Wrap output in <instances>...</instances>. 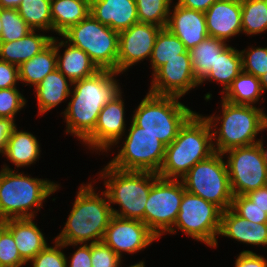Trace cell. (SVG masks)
Instances as JSON below:
<instances>
[{"label":"cell","mask_w":267,"mask_h":267,"mask_svg":"<svg viewBox=\"0 0 267 267\" xmlns=\"http://www.w3.org/2000/svg\"><path fill=\"white\" fill-rule=\"evenodd\" d=\"M118 74L100 69L94 75L72 83L71 101L61 113L67 123V134H74L83 141L95 129L102 108L121 92L114 78Z\"/></svg>","instance_id":"6da1fadb"},{"label":"cell","mask_w":267,"mask_h":267,"mask_svg":"<svg viewBox=\"0 0 267 267\" xmlns=\"http://www.w3.org/2000/svg\"><path fill=\"white\" fill-rule=\"evenodd\" d=\"M101 195L104 198L95 192L91 183L82 184L64 228L54 240L64 247L102 241L113 212L106 192Z\"/></svg>","instance_id":"7a4b0ae2"},{"label":"cell","mask_w":267,"mask_h":267,"mask_svg":"<svg viewBox=\"0 0 267 267\" xmlns=\"http://www.w3.org/2000/svg\"><path fill=\"white\" fill-rule=\"evenodd\" d=\"M213 143L208 121L195 112L180 128L176 139L166 146L158 176L181 179L196 163L215 152Z\"/></svg>","instance_id":"3957f363"},{"label":"cell","mask_w":267,"mask_h":267,"mask_svg":"<svg viewBox=\"0 0 267 267\" xmlns=\"http://www.w3.org/2000/svg\"><path fill=\"white\" fill-rule=\"evenodd\" d=\"M221 101L222 116L204 117L211 127L212 140L216 141L213 143L214 151L222 154L233 148L258 143L255 137L267 128L264 111L254 105L233 104L224 99ZM219 121L221 125L218 131L215 129Z\"/></svg>","instance_id":"277c9868"},{"label":"cell","mask_w":267,"mask_h":267,"mask_svg":"<svg viewBox=\"0 0 267 267\" xmlns=\"http://www.w3.org/2000/svg\"><path fill=\"white\" fill-rule=\"evenodd\" d=\"M58 189L59 184L31 178L3 165L0 171V220L34 218V209L39 210L42 202Z\"/></svg>","instance_id":"5b68a950"},{"label":"cell","mask_w":267,"mask_h":267,"mask_svg":"<svg viewBox=\"0 0 267 267\" xmlns=\"http://www.w3.org/2000/svg\"><path fill=\"white\" fill-rule=\"evenodd\" d=\"M100 177L105 179L106 194L110 204H118L120 211L112 207L113 215L140 220L144 223V211L153 181L157 173L146 171H125L107 164Z\"/></svg>","instance_id":"8992f818"},{"label":"cell","mask_w":267,"mask_h":267,"mask_svg":"<svg viewBox=\"0 0 267 267\" xmlns=\"http://www.w3.org/2000/svg\"><path fill=\"white\" fill-rule=\"evenodd\" d=\"M178 99L148 92L135 109L132 121L167 146L176 139L180 128L195 113Z\"/></svg>","instance_id":"52a82bcc"},{"label":"cell","mask_w":267,"mask_h":267,"mask_svg":"<svg viewBox=\"0 0 267 267\" xmlns=\"http://www.w3.org/2000/svg\"><path fill=\"white\" fill-rule=\"evenodd\" d=\"M61 36L88 54L99 69L117 72L119 32L103 25L91 14Z\"/></svg>","instance_id":"ba28073f"},{"label":"cell","mask_w":267,"mask_h":267,"mask_svg":"<svg viewBox=\"0 0 267 267\" xmlns=\"http://www.w3.org/2000/svg\"><path fill=\"white\" fill-rule=\"evenodd\" d=\"M223 154L214 152L196 163L182 178L185 190L218 206L231 208L233 193Z\"/></svg>","instance_id":"9c48e42d"},{"label":"cell","mask_w":267,"mask_h":267,"mask_svg":"<svg viewBox=\"0 0 267 267\" xmlns=\"http://www.w3.org/2000/svg\"><path fill=\"white\" fill-rule=\"evenodd\" d=\"M130 126L123 147L108 164L120 170L158 174L164 162L166 145L133 121Z\"/></svg>","instance_id":"30bf717a"},{"label":"cell","mask_w":267,"mask_h":267,"mask_svg":"<svg viewBox=\"0 0 267 267\" xmlns=\"http://www.w3.org/2000/svg\"><path fill=\"white\" fill-rule=\"evenodd\" d=\"M184 191L181 179H164L158 176L153 181L145 205L144 224L158 238L165 232L176 233L177 229L173 226Z\"/></svg>","instance_id":"8fae6325"},{"label":"cell","mask_w":267,"mask_h":267,"mask_svg":"<svg viewBox=\"0 0 267 267\" xmlns=\"http://www.w3.org/2000/svg\"><path fill=\"white\" fill-rule=\"evenodd\" d=\"M222 210L202 197L184 191L174 227L194 240L216 248Z\"/></svg>","instance_id":"7c38bea8"},{"label":"cell","mask_w":267,"mask_h":267,"mask_svg":"<svg viewBox=\"0 0 267 267\" xmlns=\"http://www.w3.org/2000/svg\"><path fill=\"white\" fill-rule=\"evenodd\" d=\"M227 155V170L233 196L246 195L267 185V163L258 144L237 147L224 153Z\"/></svg>","instance_id":"4fadbf2b"},{"label":"cell","mask_w":267,"mask_h":267,"mask_svg":"<svg viewBox=\"0 0 267 267\" xmlns=\"http://www.w3.org/2000/svg\"><path fill=\"white\" fill-rule=\"evenodd\" d=\"M149 93L158 96L183 97L189 90L199 86L193 71L189 51L182 58L168 60L154 74Z\"/></svg>","instance_id":"5bb4252c"},{"label":"cell","mask_w":267,"mask_h":267,"mask_svg":"<svg viewBox=\"0 0 267 267\" xmlns=\"http://www.w3.org/2000/svg\"><path fill=\"white\" fill-rule=\"evenodd\" d=\"M158 237L140 220L125 219L113 215L102 241L119 257L144 250Z\"/></svg>","instance_id":"9a60e30c"},{"label":"cell","mask_w":267,"mask_h":267,"mask_svg":"<svg viewBox=\"0 0 267 267\" xmlns=\"http://www.w3.org/2000/svg\"><path fill=\"white\" fill-rule=\"evenodd\" d=\"M161 27L137 22L119 32L117 72H125L130 66L151 57Z\"/></svg>","instance_id":"2e32d148"},{"label":"cell","mask_w":267,"mask_h":267,"mask_svg":"<svg viewBox=\"0 0 267 267\" xmlns=\"http://www.w3.org/2000/svg\"><path fill=\"white\" fill-rule=\"evenodd\" d=\"M121 94L122 92L100 111L95 129L83 140L89 148L107 152L112 145L118 144L121 140L126 130L124 102Z\"/></svg>","instance_id":"e0dca14e"},{"label":"cell","mask_w":267,"mask_h":267,"mask_svg":"<svg viewBox=\"0 0 267 267\" xmlns=\"http://www.w3.org/2000/svg\"><path fill=\"white\" fill-rule=\"evenodd\" d=\"M241 0H220L213 3L205 12L209 37L226 42L242 33Z\"/></svg>","instance_id":"ac0fdd59"},{"label":"cell","mask_w":267,"mask_h":267,"mask_svg":"<svg viewBox=\"0 0 267 267\" xmlns=\"http://www.w3.org/2000/svg\"><path fill=\"white\" fill-rule=\"evenodd\" d=\"M175 4L173 13L169 12L166 28L175 34L189 51L209 37L205 12Z\"/></svg>","instance_id":"d6986e66"},{"label":"cell","mask_w":267,"mask_h":267,"mask_svg":"<svg viewBox=\"0 0 267 267\" xmlns=\"http://www.w3.org/2000/svg\"><path fill=\"white\" fill-rule=\"evenodd\" d=\"M90 14L117 32L139 22L135 0H90Z\"/></svg>","instance_id":"ffe728a7"},{"label":"cell","mask_w":267,"mask_h":267,"mask_svg":"<svg viewBox=\"0 0 267 267\" xmlns=\"http://www.w3.org/2000/svg\"><path fill=\"white\" fill-rule=\"evenodd\" d=\"M219 235L250 245H267V223L248 221L231 208L222 211Z\"/></svg>","instance_id":"44dd1931"},{"label":"cell","mask_w":267,"mask_h":267,"mask_svg":"<svg viewBox=\"0 0 267 267\" xmlns=\"http://www.w3.org/2000/svg\"><path fill=\"white\" fill-rule=\"evenodd\" d=\"M51 42L56 48L57 69L72 83L92 76L100 70L90 59L89 55L80 48H77L64 40L58 42L56 37H53ZM63 46L67 47L64 50L63 55H60L59 50Z\"/></svg>","instance_id":"7402d4cb"},{"label":"cell","mask_w":267,"mask_h":267,"mask_svg":"<svg viewBox=\"0 0 267 267\" xmlns=\"http://www.w3.org/2000/svg\"><path fill=\"white\" fill-rule=\"evenodd\" d=\"M32 218H11L5 220V226L12 232L21 258L30 262L48 244Z\"/></svg>","instance_id":"603a6c76"},{"label":"cell","mask_w":267,"mask_h":267,"mask_svg":"<svg viewBox=\"0 0 267 267\" xmlns=\"http://www.w3.org/2000/svg\"><path fill=\"white\" fill-rule=\"evenodd\" d=\"M52 36L30 31L25 37L11 42H0V60L19 67L45 49L52 41Z\"/></svg>","instance_id":"cb8c5ba5"},{"label":"cell","mask_w":267,"mask_h":267,"mask_svg":"<svg viewBox=\"0 0 267 267\" xmlns=\"http://www.w3.org/2000/svg\"><path fill=\"white\" fill-rule=\"evenodd\" d=\"M72 85V82L58 69L47 74L35 87L39 115L52 110L68 98L71 94L72 88L70 89V86Z\"/></svg>","instance_id":"d4e9b609"},{"label":"cell","mask_w":267,"mask_h":267,"mask_svg":"<svg viewBox=\"0 0 267 267\" xmlns=\"http://www.w3.org/2000/svg\"><path fill=\"white\" fill-rule=\"evenodd\" d=\"M37 138L25 131H19L17 127L9 136L6 148L2 153L11 163L18 167L29 166L39 159L40 147Z\"/></svg>","instance_id":"484cf974"},{"label":"cell","mask_w":267,"mask_h":267,"mask_svg":"<svg viewBox=\"0 0 267 267\" xmlns=\"http://www.w3.org/2000/svg\"><path fill=\"white\" fill-rule=\"evenodd\" d=\"M52 31L60 36L90 14V0H51Z\"/></svg>","instance_id":"4316f807"},{"label":"cell","mask_w":267,"mask_h":267,"mask_svg":"<svg viewBox=\"0 0 267 267\" xmlns=\"http://www.w3.org/2000/svg\"><path fill=\"white\" fill-rule=\"evenodd\" d=\"M57 69L55 45L51 42L45 49L19 66V80L35 87L44 77ZM27 83V84H26Z\"/></svg>","instance_id":"83f0119b"},{"label":"cell","mask_w":267,"mask_h":267,"mask_svg":"<svg viewBox=\"0 0 267 267\" xmlns=\"http://www.w3.org/2000/svg\"><path fill=\"white\" fill-rule=\"evenodd\" d=\"M242 72V57L239 50L227 46L217 57L209 73L199 82L216 81L223 85L222 94L232 84V81Z\"/></svg>","instance_id":"f1b7e54d"},{"label":"cell","mask_w":267,"mask_h":267,"mask_svg":"<svg viewBox=\"0 0 267 267\" xmlns=\"http://www.w3.org/2000/svg\"><path fill=\"white\" fill-rule=\"evenodd\" d=\"M227 47V43L213 37H207L189 50L192 71L200 82L214 66L218 55Z\"/></svg>","instance_id":"f546056e"},{"label":"cell","mask_w":267,"mask_h":267,"mask_svg":"<svg viewBox=\"0 0 267 267\" xmlns=\"http://www.w3.org/2000/svg\"><path fill=\"white\" fill-rule=\"evenodd\" d=\"M222 99L242 105H252L259 101L263 93L259 78L242 71L224 92Z\"/></svg>","instance_id":"4dcf8cb0"},{"label":"cell","mask_w":267,"mask_h":267,"mask_svg":"<svg viewBox=\"0 0 267 267\" xmlns=\"http://www.w3.org/2000/svg\"><path fill=\"white\" fill-rule=\"evenodd\" d=\"M187 49L183 42L166 27L158 32L152 54L150 57L153 74L168 60L182 58Z\"/></svg>","instance_id":"1f68e13d"},{"label":"cell","mask_w":267,"mask_h":267,"mask_svg":"<svg viewBox=\"0 0 267 267\" xmlns=\"http://www.w3.org/2000/svg\"><path fill=\"white\" fill-rule=\"evenodd\" d=\"M51 0H22L17 10L32 30H52Z\"/></svg>","instance_id":"d6a6232c"},{"label":"cell","mask_w":267,"mask_h":267,"mask_svg":"<svg viewBox=\"0 0 267 267\" xmlns=\"http://www.w3.org/2000/svg\"><path fill=\"white\" fill-rule=\"evenodd\" d=\"M242 32L248 35L267 30V0H241Z\"/></svg>","instance_id":"836d02e7"},{"label":"cell","mask_w":267,"mask_h":267,"mask_svg":"<svg viewBox=\"0 0 267 267\" xmlns=\"http://www.w3.org/2000/svg\"><path fill=\"white\" fill-rule=\"evenodd\" d=\"M171 1L172 0H135L139 22L165 28L171 10Z\"/></svg>","instance_id":"e575fe53"},{"label":"cell","mask_w":267,"mask_h":267,"mask_svg":"<svg viewBox=\"0 0 267 267\" xmlns=\"http://www.w3.org/2000/svg\"><path fill=\"white\" fill-rule=\"evenodd\" d=\"M0 19L2 22L0 42H11L21 39L32 31L17 9H0Z\"/></svg>","instance_id":"d590c367"},{"label":"cell","mask_w":267,"mask_h":267,"mask_svg":"<svg viewBox=\"0 0 267 267\" xmlns=\"http://www.w3.org/2000/svg\"><path fill=\"white\" fill-rule=\"evenodd\" d=\"M25 264L12 232L5 226V220H0V267H21Z\"/></svg>","instance_id":"8d00e7d4"},{"label":"cell","mask_w":267,"mask_h":267,"mask_svg":"<svg viewBox=\"0 0 267 267\" xmlns=\"http://www.w3.org/2000/svg\"><path fill=\"white\" fill-rule=\"evenodd\" d=\"M242 71L259 78L267 72V47H253L240 51Z\"/></svg>","instance_id":"74e56055"},{"label":"cell","mask_w":267,"mask_h":267,"mask_svg":"<svg viewBox=\"0 0 267 267\" xmlns=\"http://www.w3.org/2000/svg\"><path fill=\"white\" fill-rule=\"evenodd\" d=\"M231 209L242 218L254 223H267L265 209L255 205L245 195H235L232 199Z\"/></svg>","instance_id":"f35d334b"},{"label":"cell","mask_w":267,"mask_h":267,"mask_svg":"<svg viewBox=\"0 0 267 267\" xmlns=\"http://www.w3.org/2000/svg\"><path fill=\"white\" fill-rule=\"evenodd\" d=\"M55 241V246H46L30 262L33 267H67V257L61 251L64 244Z\"/></svg>","instance_id":"ab89813d"},{"label":"cell","mask_w":267,"mask_h":267,"mask_svg":"<svg viewBox=\"0 0 267 267\" xmlns=\"http://www.w3.org/2000/svg\"><path fill=\"white\" fill-rule=\"evenodd\" d=\"M26 99L17 87L0 89V117L15 119V115L21 110Z\"/></svg>","instance_id":"60d3db41"},{"label":"cell","mask_w":267,"mask_h":267,"mask_svg":"<svg viewBox=\"0 0 267 267\" xmlns=\"http://www.w3.org/2000/svg\"><path fill=\"white\" fill-rule=\"evenodd\" d=\"M121 258L103 241L91 244L92 267H120Z\"/></svg>","instance_id":"b9f144b4"},{"label":"cell","mask_w":267,"mask_h":267,"mask_svg":"<svg viewBox=\"0 0 267 267\" xmlns=\"http://www.w3.org/2000/svg\"><path fill=\"white\" fill-rule=\"evenodd\" d=\"M19 81V67L0 60V89L16 87Z\"/></svg>","instance_id":"7bdbcfd3"},{"label":"cell","mask_w":267,"mask_h":267,"mask_svg":"<svg viewBox=\"0 0 267 267\" xmlns=\"http://www.w3.org/2000/svg\"><path fill=\"white\" fill-rule=\"evenodd\" d=\"M235 267H267V260L250 250H244L237 257Z\"/></svg>","instance_id":"ee69618b"},{"label":"cell","mask_w":267,"mask_h":267,"mask_svg":"<svg viewBox=\"0 0 267 267\" xmlns=\"http://www.w3.org/2000/svg\"><path fill=\"white\" fill-rule=\"evenodd\" d=\"M69 264V265H68ZM92 267L91 262V244H84L72 254L71 260L68 262L67 267Z\"/></svg>","instance_id":"f6af8a7d"},{"label":"cell","mask_w":267,"mask_h":267,"mask_svg":"<svg viewBox=\"0 0 267 267\" xmlns=\"http://www.w3.org/2000/svg\"><path fill=\"white\" fill-rule=\"evenodd\" d=\"M16 127L14 119L0 117V153L4 152L8 138Z\"/></svg>","instance_id":"bcb514c9"},{"label":"cell","mask_w":267,"mask_h":267,"mask_svg":"<svg viewBox=\"0 0 267 267\" xmlns=\"http://www.w3.org/2000/svg\"><path fill=\"white\" fill-rule=\"evenodd\" d=\"M245 196L267 213V185L250 191Z\"/></svg>","instance_id":"7dc6e473"},{"label":"cell","mask_w":267,"mask_h":267,"mask_svg":"<svg viewBox=\"0 0 267 267\" xmlns=\"http://www.w3.org/2000/svg\"><path fill=\"white\" fill-rule=\"evenodd\" d=\"M217 1L220 0H178L177 4L187 9L206 12Z\"/></svg>","instance_id":"c3c4849f"},{"label":"cell","mask_w":267,"mask_h":267,"mask_svg":"<svg viewBox=\"0 0 267 267\" xmlns=\"http://www.w3.org/2000/svg\"><path fill=\"white\" fill-rule=\"evenodd\" d=\"M22 0H0V9H17Z\"/></svg>","instance_id":"681fc988"},{"label":"cell","mask_w":267,"mask_h":267,"mask_svg":"<svg viewBox=\"0 0 267 267\" xmlns=\"http://www.w3.org/2000/svg\"><path fill=\"white\" fill-rule=\"evenodd\" d=\"M259 82L263 93L267 90V72L259 77Z\"/></svg>","instance_id":"f907efd6"},{"label":"cell","mask_w":267,"mask_h":267,"mask_svg":"<svg viewBox=\"0 0 267 267\" xmlns=\"http://www.w3.org/2000/svg\"><path fill=\"white\" fill-rule=\"evenodd\" d=\"M257 144L261 150L263 159L267 163V149H264V147H263V139L262 140L259 139V142Z\"/></svg>","instance_id":"816d5d0a"},{"label":"cell","mask_w":267,"mask_h":267,"mask_svg":"<svg viewBox=\"0 0 267 267\" xmlns=\"http://www.w3.org/2000/svg\"><path fill=\"white\" fill-rule=\"evenodd\" d=\"M144 264H145V263H144L143 261H140L139 263L134 264V265H131V266H129V267H145Z\"/></svg>","instance_id":"f5cc1de1"},{"label":"cell","mask_w":267,"mask_h":267,"mask_svg":"<svg viewBox=\"0 0 267 267\" xmlns=\"http://www.w3.org/2000/svg\"><path fill=\"white\" fill-rule=\"evenodd\" d=\"M1 32H2V22H1V19H0V37H1Z\"/></svg>","instance_id":"db71d44e"}]
</instances>
